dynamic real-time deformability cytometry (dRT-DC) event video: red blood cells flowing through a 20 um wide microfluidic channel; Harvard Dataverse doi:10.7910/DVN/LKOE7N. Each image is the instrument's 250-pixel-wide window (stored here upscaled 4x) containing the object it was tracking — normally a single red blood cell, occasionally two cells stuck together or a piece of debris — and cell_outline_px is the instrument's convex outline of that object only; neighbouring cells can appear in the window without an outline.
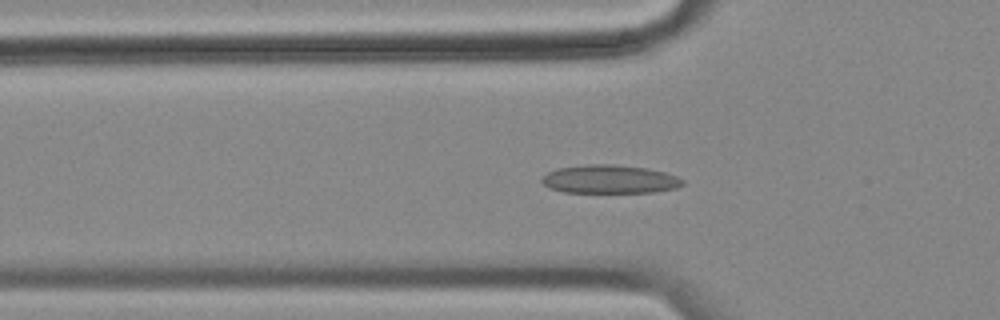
{"species": "common noctule bat (a hibernating species)", "species_latin": "Nyctalus noctula", "temperature_condition": "cold", "stored_images_in_passage": 50, "camera_frame_rate_fps": 3000, "um_per_image_px": 0.085, "animal": {"sex": "female", "body_mass_g": 18.4}, "frame": {"image": 1, "passage_image": 11, "time_ms": 3.333, "image_size_px": [1000, 320], "cell_outline_px": [[684, 184], [676, 188], [656, 192], [564, 192], [552, 188], [544, 184], [540, 180], [548, 172], [560, 168], [592, 164], [612, 164], [648, 168], [664, 172], [676, 176], [684, 180]], "centroid_in_image_um": [51.87, 15.23], "position_along_channel_um": 73.9, "area_um2": 23.12}}
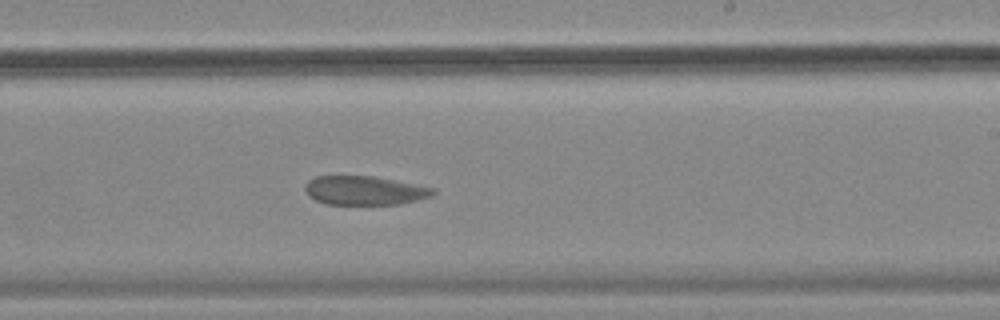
{"frame": {"image": 2, "passage_image": 27, "time_ms": 8.667, "image_size_px": [1000, 320], "cell_outline_px": [[436, 192], [432, 196], [400, 204], [324, 204], [308, 196], [304, 188], [304, 184], [308, 180], [316, 176], [376, 176], [436, 188]], "centroid_in_image_um": [30.99, 16.18], "position_along_channel_um": 258.0, "area_um2": 21.79}}
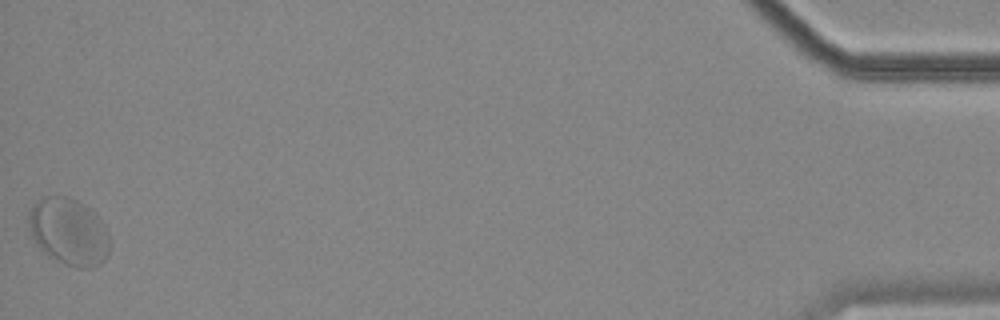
{"frame": {"image": 3, "passage_image": 50, "time_ms": 16.333, "image_size_px": [1000, 320], "cell_outline_px": [[108, 256], [100, 264], [92, 268], [76, 268], [48, 256], [36, 244], [32, 236], [28, 224], [28, 208], [36, 200], [44, 196], [64, 196], [76, 200], [84, 204], [96, 212], [104, 224], [108, 232]], "centroid_in_image_um": [5.83, 19.67], "position_along_channel_um": 429.4, "area_um2": 32.02}, "authors_computed_cell_mechanics": {"area_um2": 23.6691, "velocity_mm_per_s": 3.4541, "shape_relaxation_time_tau1_ms": 10.7105, "shape_relaxation_time_tau2_ms": 0.696, "deformation_change_tau1": 0.1337, "deformation_change_tau2": 0.0329}}